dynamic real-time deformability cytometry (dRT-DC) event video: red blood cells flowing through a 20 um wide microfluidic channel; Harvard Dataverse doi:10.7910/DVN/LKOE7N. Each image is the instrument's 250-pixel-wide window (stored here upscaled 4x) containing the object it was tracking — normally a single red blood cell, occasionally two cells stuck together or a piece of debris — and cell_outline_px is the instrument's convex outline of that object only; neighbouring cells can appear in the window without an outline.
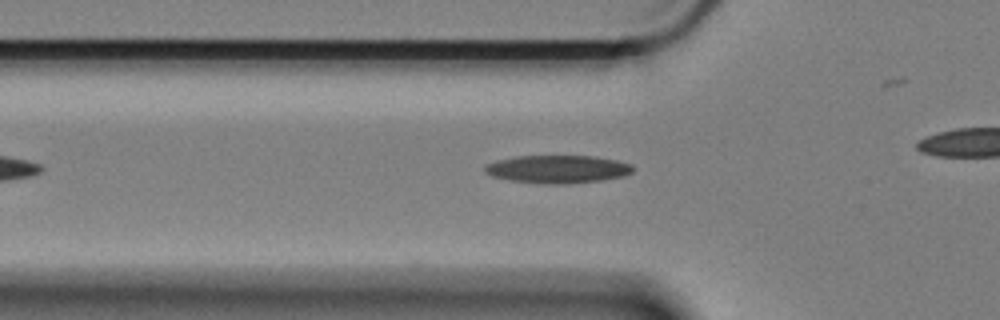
{"species": "Egyptian fruit bat (a non-hibernating species)", "species_latin": "Rousettus aegyptiacus", "temperature_condition": "cold", "stored_images_in_passage": 39, "camera_frame_rate_fps": 3000, "um_per_image_px": 0.085, "animal": {"sex": "female"}, "frame": {"image": 1, "passage_image": 10, "time_ms": 3.0, "image_size_px": [1000, 320], "cell_outline_px": [[632, 172], [624, 176], [600, 180], [564, 184], [544, 184], [512, 180], [492, 176], [484, 172], [484, 168], [488, 164], [496, 160], [516, 156], [592, 156], [616, 160], [632, 164]], "centroid_in_image_um": [47.39, 14.37], "position_along_channel_um": 78.4, "area_um2": 23.93}}
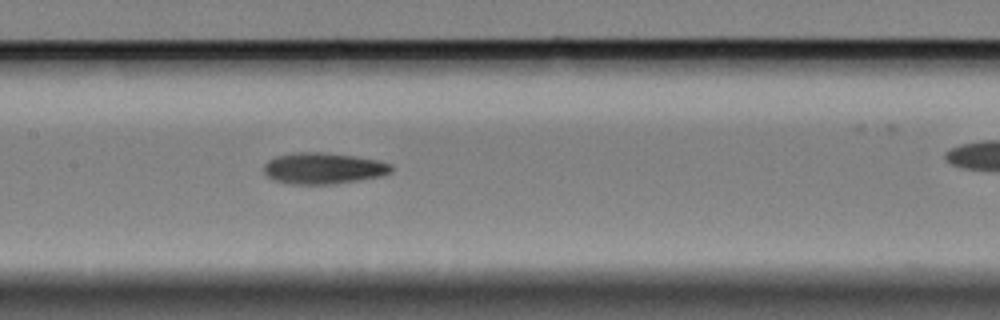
{"frame": {"image": 2, "passage_image": 19, "time_ms": 6.0, "image_size_px": [1000, 320], "cell_outline_px": [[392, 172], [380, 176], [360, 180], [332, 184], [292, 184], [276, 180], [268, 176], [264, 172], [264, 164], [268, 160], [280, 156], [296, 152], [324, 152], [356, 156], [376, 160], [392, 164]], "centroid_in_image_um": [27.51, 14.3], "position_along_channel_um": 179.9, "area_um2": 23.06}}
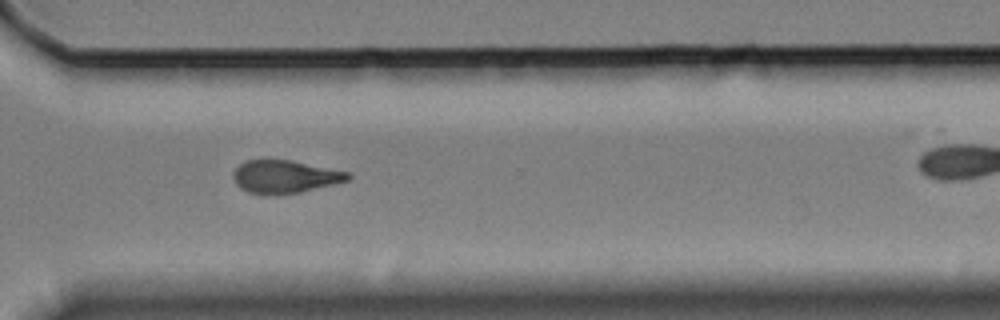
{"frame": {"image": 3, "passage_image": 34, "time_ms": 11.0, "image_size_px": [1000, 320], "cell_outline_px": [[352, 176], [348, 180], [300, 192], [276, 196], [268, 196], [248, 192], [240, 188], [236, 184], [232, 176], [232, 172], [240, 164], [248, 160], [292, 160], [348, 172]], "centroid_in_image_um": [24.17, 15.03], "position_along_channel_um": 346.4, "area_um2": 22.08}}